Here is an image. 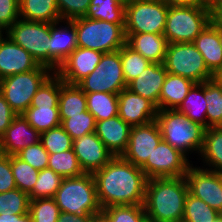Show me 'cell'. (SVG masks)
<instances>
[{"label": "cell", "instance_id": "1", "mask_svg": "<svg viewBox=\"0 0 222 222\" xmlns=\"http://www.w3.org/2000/svg\"><path fill=\"white\" fill-rule=\"evenodd\" d=\"M93 176L101 209L120 205H144L148 178L140 167L121 156L113 157Z\"/></svg>", "mask_w": 222, "mask_h": 222}, {"label": "cell", "instance_id": "2", "mask_svg": "<svg viewBox=\"0 0 222 222\" xmlns=\"http://www.w3.org/2000/svg\"><path fill=\"white\" fill-rule=\"evenodd\" d=\"M188 192L185 176L148 179L144 209L149 222H180Z\"/></svg>", "mask_w": 222, "mask_h": 222}, {"label": "cell", "instance_id": "3", "mask_svg": "<svg viewBox=\"0 0 222 222\" xmlns=\"http://www.w3.org/2000/svg\"><path fill=\"white\" fill-rule=\"evenodd\" d=\"M53 198L60 212L97 215L102 211L93 174L84 173L77 177L63 178Z\"/></svg>", "mask_w": 222, "mask_h": 222}, {"label": "cell", "instance_id": "4", "mask_svg": "<svg viewBox=\"0 0 222 222\" xmlns=\"http://www.w3.org/2000/svg\"><path fill=\"white\" fill-rule=\"evenodd\" d=\"M156 122L162 139L188 156L189 152L200 154L205 128L187 119L176 109L158 110Z\"/></svg>", "mask_w": 222, "mask_h": 222}, {"label": "cell", "instance_id": "5", "mask_svg": "<svg viewBox=\"0 0 222 222\" xmlns=\"http://www.w3.org/2000/svg\"><path fill=\"white\" fill-rule=\"evenodd\" d=\"M70 21L75 26L78 47L111 53L119 51L126 44L125 24L86 17Z\"/></svg>", "mask_w": 222, "mask_h": 222}, {"label": "cell", "instance_id": "6", "mask_svg": "<svg viewBox=\"0 0 222 222\" xmlns=\"http://www.w3.org/2000/svg\"><path fill=\"white\" fill-rule=\"evenodd\" d=\"M211 22V14L206 6L168 7L163 35L168 43L193 42Z\"/></svg>", "mask_w": 222, "mask_h": 222}, {"label": "cell", "instance_id": "7", "mask_svg": "<svg viewBox=\"0 0 222 222\" xmlns=\"http://www.w3.org/2000/svg\"><path fill=\"white\" fill-rule=\"evenodd\" d=\"M52 72L50 68L39 65L32 71L4 77L1 80V94L20 115L30 107L32 98Z\"/></svg>", "mask_w": 222, "mask_h": 222}, {"label": "cell", "instance_id": "8", "mask_svg": "<svg viewBox=\"0 0 222 222\" xmlns=\"http://www.w3.org/2000/svg\"><path fill=\"white\" fill-rule=\"evenodd\" d=\"M163 65L168 73L203 83L213 79L200 51L192 42L168 43Z\"/></svg>", "mask_w": 222, "mask_h": 222}, {"label": "cell", "instance_id": "9", "mask_svg": "<svg viewBox=\"0 0 222 222\" xmlns=\"http://www.w3.org/2000/svg\"><path fill=\"white\" fill-rule=\"evenodd\" d=\"M5 34L29 52L39 65L49 68L50 23L19 18Z\"/></svg>", "mask_w": 222, "mask_h": 222}, {"label": "cell", "instance_id": "10", "mask_svg": "<svg viewBox=\"0 0 222 222\" xmlns=\"http://www.w3.org/2000/svg\"><path fill=\"white\" fill-rule=\"evenodd\" d=\"M83 92L118 94L127 88L121 64V49L104 53L95 70L77 84Z\"/></svg>", "mask_w": 222, "mask_h": 222}, {"label": "cell", "instance_id": "11", "mask_svg": "<svg viewBox=\"0 0 222 222\" xmlns=\"http://www.w3.org/2000/svg\"><path fill=\"white\" fill-rule=\"evenodd\" d=\"M168 6L160 0H142L125 5V33L163 34Z\"/></svg>", "mask_w": 222, "mask_h": 222}, {"label": "cell", "instance_id": "12", "mask_svg": "<svg viewBox=\"0 0 222 222\" xmlns=\"http://www.w3.org/2000/svg\"><path fill=\"white\" fill-rule=\"evenodd\" d=\"M187 158L162 139L140 168L148 179L182 177L191 165Z\"/></svg>", "mask_w": 222, "mask_h": 222}, {"label": "cell", "instance_id": "13", "mask_svg": "<svg viewBox=\"0 0 222 222\" xmlns=\"http://www.w3.org/2000/svg\"><path fill=\"white\" fill-rule=\"evenodd\" d=\"M185 178L191 195L222 213V173L191 164Z\"/></svg>", "mask_w": 222, "mask_h": 222}, {"label": "cell", "instance_id": "14", "mask_svg": "<svg viewBox=\"0 0 222 222\" xmlns=\"http://www.w3.org/2000/svg\"><path fill=\"white\" fill-rule=\"evenodd\" d=\"M162 140L156 120L131 128L129 142L122 158L141 167Z\"/></svg>", "mask_w": 222, "mask_h": 222}, {"label": "cell", "instance_id": "15", "mask_svg": "<svg viewBox=\"0 0 222 222\" xmlns=\"http://www.w3.org/2000/svg\"><path fill=\"white\" fill-rule=\"evenodd\" d=\"M103 54L97 50L77 47L55 73L68 84H78L95 70Z\"/></svg>", "mask_w": 222, "mask_h": 222}, {"label": "cell", "instance_id": "16", "mask_svg": "<svg viewBox=\"0 0 222 222\" xmlns=\"http://www.w3.org/2000/svg\"><path fill=\"white\" fill-rule=\"evenodd\" d=\"M157 112L152 101L127 88L118 93V116L131 127L156 120Z\"/></svg>", "mask_w": 222, "mask_h": 222}, {"label": "cell", "instance_id": "17", "mask_svg": "<svg viewBox=\"0 0 222 222\" xmlns=\"http://www.w3.org/2000/svg\"><path fill=\"white\" fill-rule=\"evenodd\" d=\"M72 148L84 173L94 174L114 157L95 132L73 140Z\"/></svg>", "mask_w": 222, "mask_h": 222}, {"label": "cell", "instance_id": "18", "mask_svg": "<svg viewBox=\"0 0 222 222\" xmlns=\"http://www.w3.org/2000/svg\"><path fill=\"white\" fill-rule=\"evenodd\" d=\"M39 66L32 55L8 36H0V77L25 73Z\"/></svg>", "mask_w": 222, "mask_h": 222}, {"label": "cell", "instance_id": "19", "mask_svg": "<svg viewBox=\"0 0 222 222\" xmlns=\"http://www.w3.org/2000/svg\"><path fill=\"white\" fill-rule=\"evenodd\" d=\"M41 133L35 130L23 117L17 115L0 137V153L17 155L24 148L40 142Z\"/></svg>", "mask_w": 222, "mask_h": 222}, {"label": "cell", "instance_id": "20", "mask_svg": "<svg viewBox=\"0 0 222 222\" xmlns=\"http://www.w3.org/2000/svg\"><path fill=\"white\" fill-rule=\"evenodd\" d=\"M66 21L65 28L57 27L59 22L50 23L49 68L53 72L78 47L75 26L70 20Z\"/></svg>", "mask_w": 222, "mask_h": 222}, {"label": "cell", "instance_id": "21", "mask_svg": "<svg viewBox=\"0 0 222 222\" xmlns=\"http://www.w3.org/2000/svg\"><path fill=\"white\" fill-rule=\"evenodd\" d=\"M131 126L128 125L118 115L96 122L95 134L104 143L108 151L114 156H122L125 152L129 137Z\"/></svg>", "mask_w": 222, "mask_h": 222}, {"label": "cell", "instance_id": "22", "mask_svg": "<svg viewBox=\"0 0 222 222\" xmlns=\"http://www.w3.org/2000/svg\"><path fill=\"white\" fill-rule=\"evenodd\" d=\"M167 73L163 64L150 63L137 78L127 84V89L149 99L159 110V96Z\"/></svg>", "mask_w": 222, "mask_h": 222}, {"label": "cell", "instance_id": "23", "mask_svg": "<svg viewBox=\"0 0 222 222\" xmlns=\"http://www.w3.org/2000/svg\"><path fill=\"white\" fill-rule=\"evenodd\" d=\"M126 44L150 63L163 64L168 42L163 34L125 33Z\"/></svg>", "mask_w": 222, "mask_h": 222}, {"label": "cell", "instance_id": "24", "mask_svg": "<svg viewBox=\"0 0 222 222\" xmlns=\"http://www.w3.org/2000/svg\"><path fill=\"white\" fill-rule=\"evenodd\" d=\"M200 51L208 70L214 75L222 68L220 30L210 22L192 42Z\"/></svg>", "mask_w": 222, "mask_h": 222}, {"label": "cell", "instance_id": "25", "mask_svg": "<svg viewBox=\"0 0 222 222\" xmlns=\"http://www.w3.org/2000/svg\"><path fill=\"white\" fill-rule=\"evenodd\" d=\"M195 84L186 77L167 73L159 96V110L177 109Z\"/></svg>", "mask_w": 222, "mask_h": 222}, {"label": "cell", "instance_id": "26", "mask_svg": "<svg viewBox=\"0 0 222 222\" xmlns=\"http://www.w3.org/2000/svg\"><path fill=\"white\" fill-rule=\"evenodd\" d=\"M19 13L21 19L28 21L64 22L59 14L57 0H19Z\"/></svg>", "mask_w": 222, "mask_h": 222}, {"label": "cell", "instance_id": "27", "mask_svg": "<svg viewBox=\"0 0 222 222\" xmlns=\"http://www.w3.org/2000/svg\"><path fill=\"white\" fill-rule=\"evenodd\" d=\"M206 100L205 82L196 83L176 110L190 121L198 123L207 129Z\"/></svg>", "mask_w": 222, "mask_h": 222}, {"label": "cell", "instance_id": "28", "mask_svg": "<svg viewBox=\"0 0 222 222\" xmlns=\"http://www.w3.org/2000/svg\"><path fill=\"white\" fill-rule=\"evenodd\" d=\"M58 107L61 122L69 116L79 115L87 110L85 92L77 84H68L62 80Z\"/></svg>", "mask_w": 222, "mask_h": 222}, {"label": "cell", "instance_id": "29", "mask_svg": "<svg viewBox=\"0 0 222 222\" xmlns=\"http://www.w3.org/2000/svg\"><path fill=\"white\" fill-rule=\"evenodd\" d=\"M199 155L206 165L211 166L209 170L222 173V127L205 129L203 147Z\"/></svg>", "mask_w": 222, "mask_h": 222}, {"label": "cell", "instance_id": "30", "mask_svg": "<svg viewBox=\"0 0 222 222\" xmlns=\"http://www.w3.org/2000/svg\"><path fill=\"white\" fill-rule=\"evenodd\" d=\"M87 110L95 121H103L118 115V94L93 92L85 93Z\"/></svg>", "mask_w": 222, "mask_h": 222}, {"label": "cell", "instance_id": "31", "mask_svg": "<svg viewBox=\"0 0 222 222\" xmlns=\"http://www.w3.org/2000/svg\"><path fill=\"white\" fill-rule=\"evenodd\" d=\"M22 115L40 133L61 125L58 106H30Z\"/></svg>", "mask_w": 222, "mask_h": 222}, {"label": "cell", "instance_id": "32", "mask_svg": "<svg viewBox=\"0 0 222 222\" xmlns=\"http://www.w3.org/2000/svg\"><path fill=\"white\" fill-rule=\"evenodd\" d=\"M85 17L125 24V5L120 0H91Z\"/></svg>", "mask_w": 222, "mask_h": 222}, {"label": "cell", "instance_id": "33", "mask_svg": "<svg viewBox=\"0 0 222 222\" xmlns=\"http://www.w3.org/2000/svg\"><path fill=\"white\" fill-rule=\"evenodd\" d=\"M47 168L52 169L63 178L84 174L73 148L64 152L49 154Z\"/></svg>", "mask_w": 222, "mask_h": 222}, {"label": "cell", "instance_id": "34", "mask_svg": "<svg viewBox=\"0 0 222 222\" xmlns=\"http://www.w3.org/2000/svg\"><path fill=\"white\" fill-rule=\"evenodd\" d=\"M205 97L207 128L222 127V88L215 80L205 81Z\"/></svg>", "mask_w": 222, "mask_h": 222}, {"label": "cell", "instance_id": "35", "mask_svg": "<svg viewBox=\"0 0 222 222\" xmlns=\"http://www.w3.org/2000/svg\"><path fill=\"white\" fill-rule=\"evenodd\" d=\"M221 213L211 208L201 199L188 192L186 197L183 221L185 222H212Z\"/></svg>", "mask_w": 222, "mask_h": 222}, {"label": "cell", "instance_id": "36", "mask_svg": "<svg viewBox=\"0 0 222 222\" xmlns=\"http://www.w3.org/2000/svg\"><path fill=\"white\" fill-rule=\"evenodd\" d=\"M62 180L63 177L52 169L45 168L39 171L33 190L28 194L29 199L53 198Z\"/></svg>", "mask_w": 222, "mask_h": 222}, {"label": "cell", "instance_id": "37", "mask_svg": "<svg viewBox=\"0 0 222 222\" xmlns=\"http://www.w3.org/2000/svg\"><path fill=\"white\" fill-rule=\"evenodd\" d=\"M62 79L55 73L42 83L32 98L30 106H58Z\"/></svg>", "mask_w": 222, "mask_h": 222}, {"label": "cell", "instance_id": "38", "mask_svg": "<svg viewBox=\"0 0 222 222\" xmlns=\"http://www.w3.org/2000/svg\"><path fill=\"white\" fill-rule=\"evenodd\" d=\"M11 169L17 189L29 194L37 181L39 171L17 155H11Z\"/></svg>", "mask_w": 222, "mask_h": 222}, {"label": "cell", "instance_id": "39", "mask_svg": "<svg viewBox=\"0 0 222 222\" xmlns=\"http://www.w3.org/2000/svg\"><path fill=\"white\" fill-rule=\"evenodd\" d=\"M109 222H149L144 205H120L102 209Z\"/></svg>", "mask_w": 222, "mask_h": 222}, {"label": "cell", "instance_id": "40", "mask_svg": "<svg viewBox=\"0 0 222 222\" xmlns=\"http://www.w3.org/2000/svg\"><path fill=\"white\" fill-rule=\"evenodd\" d=\"M121 64L126 84L137 78L150 64L140 53L134 51L127 44L121 48Z\"/></svg>", "mask_w": 222, "mask_h": 222}, {"label": "cell", "instance_id": "41", "mask_svg": "<svg viewBox=\"0 0 222 222\" xmlns=\"http://www.w3.org/2000/svg\"><path fill=\"white\" fill-rule=\"evenodd\" d=\"M75 140L84 135L95 132L96 121L94 116L88 111L79 115L69 116L60 125Z\"/></svg>", "mask_w": 222, "mask_h": 222}, {"label": "cell", "instance_id": "42", "mask_svg": "<svg viewBox=\"0 0 222 222\" xmlns=\"http://www.w3.org/2000/svg\"><path fill=\"white\" fill-rule=\"evenodd\" d=\"M29 196L20 189L0 193V214H25L29 210Z\"/></svg>", "mask_w": 222, "mask_h": 222}, {"label": "cell", "instance_id": "43", "mask_svg": "<svg viewBox=\"0 0 222 222\" xmlns=\"http://www.w3.org/2000/svg\"><path fill=\"white\" fill-rule=\"evenodd\" d=\"M28 212L33 222H57L60 209L54 198H39L29 201Z\"/></svg>", "mask_w": 222, "mask_h": 222}, {"label": "cell", "instance_id": "44", "mask_svg": "<svg viewBox=\"0 0 222 222\" xmlns=\"http://www.w3.org/2000/svg\"><path fill=\"white\" fill-rule=\"evenodd\" d=\"M40 141L49 154L67 151L73 146L71 136L61 126L42 132Z\"/></svg>", "mask_w": 222, "mask_h": 222}, {"label": "cell", "instance_id": "45", "mask_svg": "<svg viewBox=\"0 0 222 222\" xmlns=\"http://www.w3.org/2000/svg\"><path fill=\"white\" fill-rule=\"evenodd\" d=\"M17 156L38 171L48 166L49 153L43 147L41 141L24 148Z\"/></svg>", "mask_w": 222, "mask_h": 222}, {"label": "cell", "instance_id": "46", "mask_svg": "<svg viewBox=\"0 0 222 222\" xmlns=\"http://www.w3.org/2000/svg\"><path fill=\"white\" fill-rule=\"evenodd\" d=\"M91 0H57L61 20H73L85 17Z\"/></svg>", "mask_w": 222, "mask_h": 222}, {"label": "cell", "instance_id": "47", "mask_svg": "<svg viewBox=\"0 0 222 222\" xmlns=\"http://www.w3.org/2000/svg\"><path fill=\"white\" fill-rule=\"evenodd\" d=\"M19 18V0H0L1 31H7Z\"/></svg>", "mask_w": 222, "mask_h": 222}, {"label": "cell", "instance_id": "48", "mask_svg": "<svg viewBox=\"0 0 222 222\" xmlns=\"http://www.w3.org/2000/svg\"><path fill=\"white\" fill-rule=\"evenodd\" d=\"M17 188L11 169V155L0 153V193Z\"/></svg>", "mask_w": 222, "mask_h": 222}, {"label": "cell", "instance_id": "49", "mask_svg": "<svg viewBox=\"0 0 222 222\" xmlns=\"http://www.w3.org/2000/svg\"><path fill=\"white\" fill-rule=\"evenodd\" d=\"M17 113L10 107L5 98L0 94V137L5 133Z\"/></svg>", "mask_w": 222, "mask_h": 222}, {"label": "cell", "instance_id": "50", "mask_svg": "<svg viewBox=\"0 0 222 222\" xmlns=\"http://www.w3.org/2000/svg\"><path fill=\"white\" fill-rule=\"evenodd\" d=\"M93 216L60 212L57 222H92Z\"/></svg>", "mask_w": 222, "mask_h": 222}, {"label": "cell", "instance_id": "51", "mask_svg": "<svg viewBox=\"0 0 222 222\" xmlns=\"http://www.w3.org/2000/svg\"><path fill=\"white\" fill-rule=\"evenodd\" d=\"M0 222H33L29 212L25 214H0Z\"/></svg>", "mask_w": 222, "mask_h": 222}, {"label": "cell", "instance_id": "52", "mask_svg": "<svg viewBox=\"0 0 222 222\" xmlns=\"http://www.w3.org/2000/svg\"><path fill=\"white\" fill-rule=\"evenodd\" d=\"M211 14V22L222 31V9H208Z\"/></svg>", "mask_w": 222, "mask_h": 222}, {"label": "cell", "instance_id": "53", "mask_svg": "<svg viewBox=\"0 0 222 222\" xmlns=\"http://www.w3.org/2000/svg\"><path fill=\"white\" fill-rule=\"evenodd\" d=\"M168 7L190 6L195 4V0H160Z\"/></svg>", "mask_w": 222, "mask_h": 222}, {"label": "cell", "instance_id": "54", "mask_svg": "<svg viewBox=\"0 0 222 222\" xmlns=\"http://www.w3.org/2000/svg\"><path fill=\"white\" fill-rule=\"evenodd\" d=\"M213 80L222 88V68L213 75Z\"/></svg>", "mask_w": 222, "mask_h": 222}, {"label": "cell", "instance_id": "55", "mask_svg": "<svg viewBox=\"0 0 222 222\" xmlns=\"http://www.w3.org/2000/svg\"><path fill=\"white\" fill-rule=\"evenodd\" d=\"M92 222H109V220L102 213H100L92 217Z\"/></svg>", "mask_w": 222, "mask_h": 222}, {"label": "cell", "instance_id": "56", "mask_svg": "<svg viewBox=\"0 0 222 222\" xmlns=\"http://www.w3.org/2000/svg\"><path fill=\"white\" fill-rule=\"evenodd\" d=\"M208 9H222V0H213Z\"/></svg>", "mask_w": 222, "mask_h": 222}, {"label": "cell", "instance_id": "57", "mask_svg": "<svg viewBox=\"0 0 222 222\" xmlns=\"http://www.w3.org/2000/svg\"><path fill=\"white\" fill-rule=\"evenodd\" d=\"M212 1L213 0H195V4H200L208 7L212 3Z\"/></svg>", "mask_w": 222, "mask_h": 222}, {"label": "cell", "instance_id": "58", "mask_svg": "<svg viewBox=\"0 0 222 222\" xmlns=\"http://www.w3.org/2000/svg\"><path fill=\"white\" fill-rule=\"evenodd\" d=\"M122 4L127 5L132 2L142 1V0H120Z\"/></svg>", "mask_w": 222, "mask_h": 222}, {"label": "cell", "instance_id": "59", "mask_svg": "<svg viewBox=\"0 0 222 222\" xmlns=\"http://www.w3.org/2000/svg\"><path fill=\"white\" fill-rule=\"evenodd\" d=\"M212 222H222V213L216 217Z\"/></svg>", "mask_w": 222, "mask_h": 222}, {"label": "cell", "instance_id": "60", "mask_svg": "<svg viewBox=\"0 0 222 222\" xmlns=\"http://www.w3.org/2000/svg\"><path fill=\"white\" fill-rule=\"evenodd\" d=\"M220 44H221V47H222V31H220Z\"/></svg>", "mask_w": 222, "mask_h": 222}, {"label": "cell", "instance_id": "61", "mask_svg": "<svg viewBox=\"0 0 222 222\" xmlns=\"http://www.w3.org/2000/svg\"><path fill=\"white\" fill-rule=\"evenodd\" d=\"M1 80H2V78L0 77V94H1Z\"/></svg>", "mask_w": 222, "mask_h": 222}]
</instances>
